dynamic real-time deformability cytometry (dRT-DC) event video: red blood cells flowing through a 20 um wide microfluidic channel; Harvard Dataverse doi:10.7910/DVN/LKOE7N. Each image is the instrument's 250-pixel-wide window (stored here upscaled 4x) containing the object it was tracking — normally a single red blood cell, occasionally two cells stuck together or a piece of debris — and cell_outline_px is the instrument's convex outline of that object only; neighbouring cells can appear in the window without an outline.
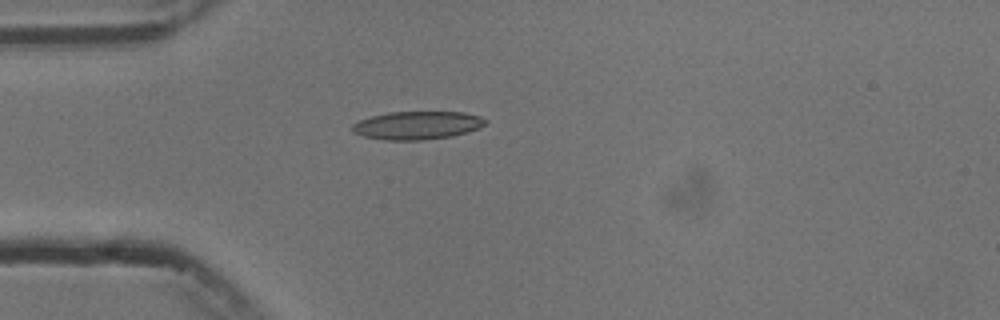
{"species": "common noctule bat (a hibernating species)", "species_latin": "Nyctalus noctula", "temperature_condition": "cold", "stored_images_in_passage": 4, "camera_frame_rate_fps": 3000, "um_per_image_px": 0.085, "animal": {"sex": "male", "body_mass_g": 13.3}, "frame": {"image": 1, "passage_image": 4, "time_ms": 4.333, "image_size_px": [1000, 320], "cell_outline_px": [[488, 124], [480, 128], [468, 132], [452, 136], [424, 140], [384, 140], [364, 136], [352, 132], [352, 124], [360, 120], [372, 116], [388, 112], [464, 112], [480, 116], [488, 120]], "centroid_in_image_um": [35.51, 10.65], "position_along_channel_um": 49.5, "area_um2": 22.02}}